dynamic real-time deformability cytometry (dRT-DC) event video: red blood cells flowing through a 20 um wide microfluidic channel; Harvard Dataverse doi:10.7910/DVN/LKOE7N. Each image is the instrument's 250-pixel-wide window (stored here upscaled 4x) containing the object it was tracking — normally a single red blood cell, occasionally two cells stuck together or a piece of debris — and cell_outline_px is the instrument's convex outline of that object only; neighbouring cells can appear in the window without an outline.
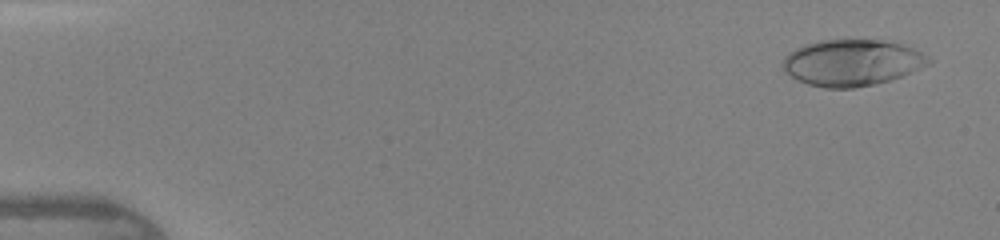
{"species": "human", "species_latin": "Homo sapiens", "temperature_condition": "warm", "stored_images_in_passage": 43, "camera_frame_rate_fps": 3000, "um_per_image_px": 0.085, "donor": {"sex": "female"}, "frame": {"image": 1, "passage_image": 2, "time_ms": 0.333, "image_size_px": [1000, 240], "cell_outline_px": [[932, 60], [912, 72], [888, 80], [872, 84], [852, 88], [824, 88], [808, 84], [784, 72], [780, 64], [784, 56], [788, 52], [804, 44], [820, 40], [880, 40], [900, 44], [912, 48], [920, 52]], "centroid_in_image_um": [72.33, 5.32], "position_along_channel_um": 12.7, "area_um2": 39.02}}
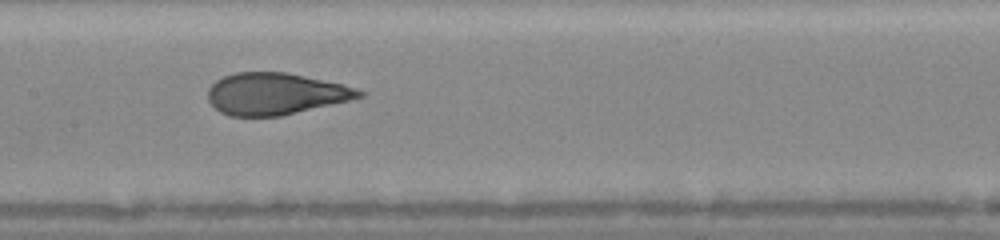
{"frame": {"image": 2, "passage_image": 22, "time_ms": 7.0, "image_size_px": [1000, 240], "cell_outline_px": [[368, 92], [364, 96], [348, 100], [280, 116], [228, 116], [220, 112], [208, 100], [208, 88], [216, 80], [224, 76], [236, 72], [288, 72], [340, 84], [356, 88]], "centroid_in_image_um": [23.39, 7.97], "position_along_channel_um": 184.0, "area_um2": 36.59}}
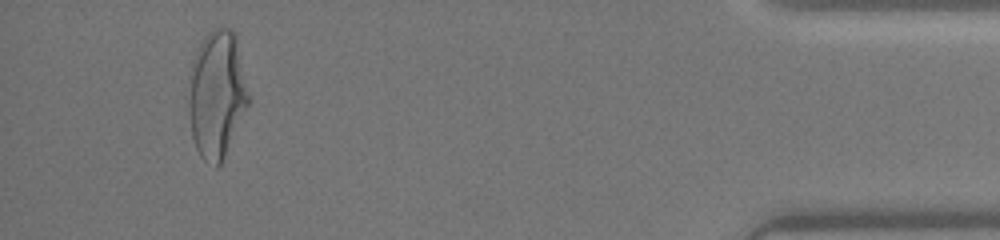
{"frame": {"image": 3, "passage_image": 41, "time_ms": 13.333, "image_size_px": [1000, 240], "cell_outline_px": [[252, 100], [220, 164], [216, 168], [204, 160], [200, 156], [196, 148], [192, 136], [188, 112], [188, 104], [192, 60], [196, 48], [208, 32], [212, 28], [232, 28], [236, 32]], "centroid_in_image_um": [18.47, 7.98], "position_along_channel_um": 416.7, "area_um2": 45.37}}